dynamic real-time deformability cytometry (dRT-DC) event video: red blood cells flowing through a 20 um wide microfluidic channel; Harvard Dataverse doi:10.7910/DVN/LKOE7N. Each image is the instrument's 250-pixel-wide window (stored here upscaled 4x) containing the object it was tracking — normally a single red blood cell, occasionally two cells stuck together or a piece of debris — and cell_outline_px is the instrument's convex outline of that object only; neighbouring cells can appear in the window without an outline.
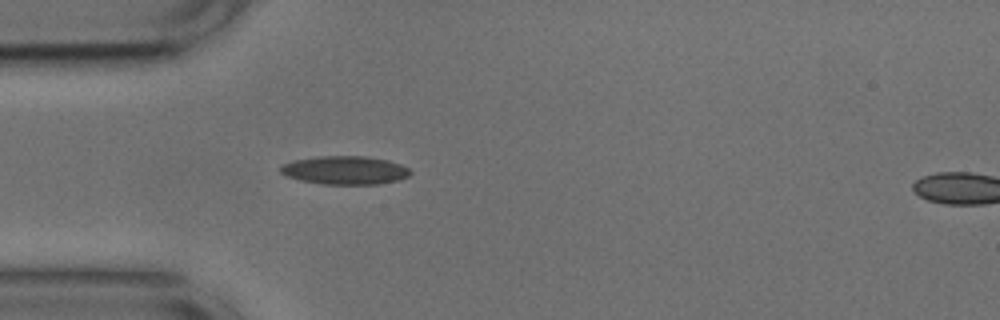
{"species": "common noctule bat (a hibernating species)", "species_latin": "Nyctalus noctula", "temperature_condition": "cold", "stored_images_in_passage": 23, "camera_frame_rate_fps": 3000, "um_per_image_px": 0.085, "animal": {"sex": "male", "body_mass_g": 17.9, "forearm_length_mm": 54.2}, "frame": {"image": 1, "passage_image": 1, "time_ms": 0.0, "image_size_px": [1000, 320], "cell_outline_px": [[412, 172], [408, 176], [396, 180], [380, 184], [324, 184], [300, 180], [288, 176], [280, 172], [280, 168], [284, 164], [292, 160], [320, 156], [364, 156], [388, 160], [400, 164], [408, 168]], "centroid_in_image_um": [29.32, 14.46], "position_along_channel_um": 55.7, "area_um2": 21.33}}
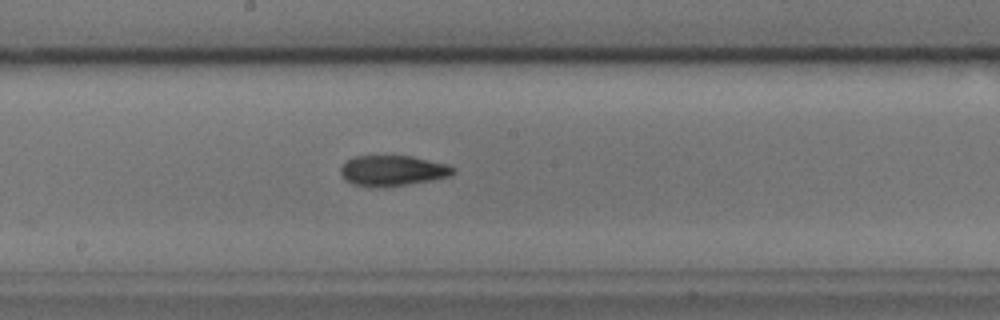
{"frame": {"image": 2, "passage_image": 14, "time_ms": 4.333, "image_size_px": [1000, 320], "cell_outline_px": [[456, 172], [448, 176], [432, 180], [408, 184], [376, 188], [352, 184], [344, 180], [340, 172], [340, 168], [348, 160], [356, 156], [412, 156], [448, 164], [456, 168]], "centroid_in_image_um": [33.38, 14.51], "position_along_channel_um": 214.8, "area_um2": 20.11}}